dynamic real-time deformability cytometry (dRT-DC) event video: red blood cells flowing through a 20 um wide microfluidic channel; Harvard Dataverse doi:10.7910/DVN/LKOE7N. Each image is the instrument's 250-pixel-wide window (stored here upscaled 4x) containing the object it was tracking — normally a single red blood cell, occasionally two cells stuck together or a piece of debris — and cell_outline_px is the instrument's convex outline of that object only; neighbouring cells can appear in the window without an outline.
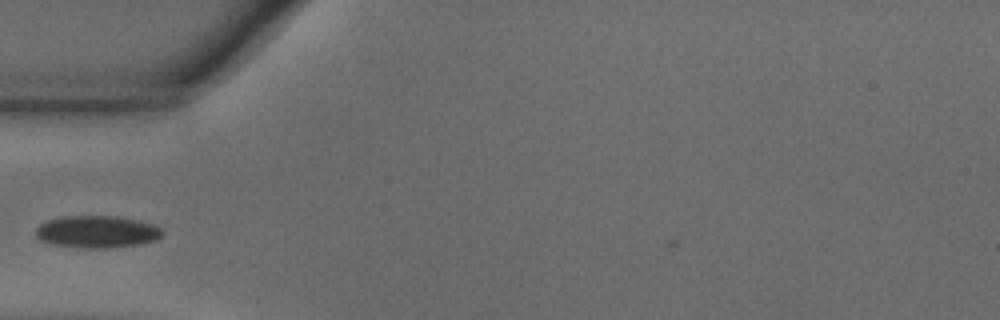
{"species": "common noctule bat (a hibernating species)", "species_latin": "Nyctalus noctula", "temperature_condition": "warm", "stored_images_in_passage": 35, "camera_frame_rate_fps": 3000, "um_per_image_px": 0.085, "animal": {"sex": "male", "body_mass_g": 18.8}, "frame": {"image": 1, "passage_image": 1, "time_ms": 0.0, "image_size_px": [1000, 320], "cell_outline_px": [[164, 232], [156, 240], [140, 244], [112, 248], [76, 248], [52, 244], [40, 240], [36, 236], [36, 228], [40, 224], [48, 220], [64, 216], [112, 216], [152, 224], [160, 228]], "centroid_in_image_um": [8.21, 19.72], "position_along_channel_um": 76.8, "area_um2": 23.64}}
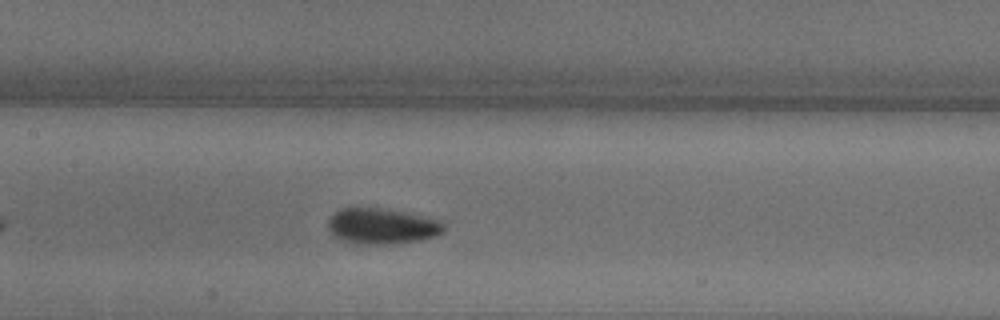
{"frame": {"image": 2, "passage_image": 9, "time_ms": 2.667, "image_size_px": [1000, 320], "cell_outline_px": [[444, 232], [436, 236], [424, 240], [396, 244], [356, 244], [340, 240], [332, 236], [328, 232], [328, 220], [340, 208], [352, 204], [356, 204], [400, 212], [436, 220], [444, 224]], "centroid_in_image_um": [32.36, 19.22], "position_along_channel_um": 175.0, "area_um2": 24.68}}
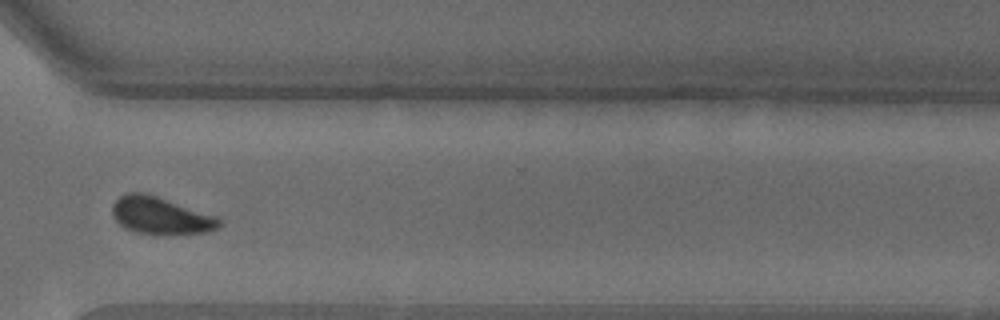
{"frame": {"image": 3, "passage_image": 24, "time_ms": 7.667, "image_size_px": [1000, 320], "cell_outline_px": [[220, 224], [216, 228], [208, 232], [136, 232], [124, 228], [112, 216], [112, 204], [120, 196], [128, 192], [140, 192], [156, 196], [216, 216], [220, 220]], "centroid_in_image_um": [13.59, 18.29], "position_along_channel_um": 357.0, "area_um2": 22.25}}